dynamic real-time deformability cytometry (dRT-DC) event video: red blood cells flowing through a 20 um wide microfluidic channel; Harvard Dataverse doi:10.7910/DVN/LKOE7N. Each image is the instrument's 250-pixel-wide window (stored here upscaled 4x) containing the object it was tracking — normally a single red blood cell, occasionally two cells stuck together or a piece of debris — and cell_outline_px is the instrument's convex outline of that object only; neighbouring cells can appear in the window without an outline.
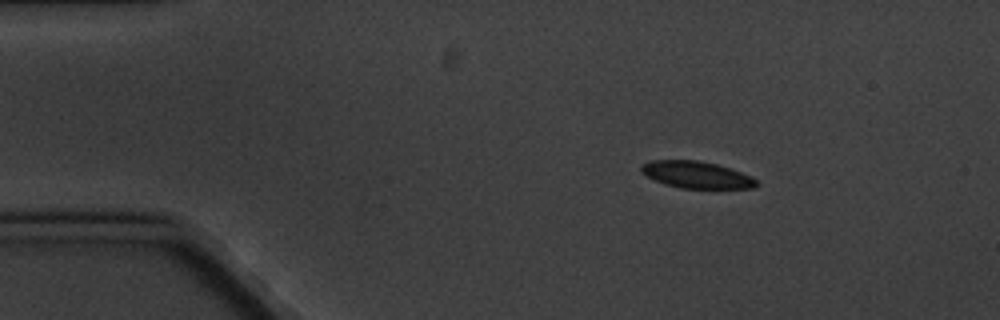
{"species": "common noctule bat (a hibernating species)", "species_latin": "Nyctalus noctula", "temperature_condition": "cold", "stored_images_in_passage": 9, "camera_frame_rate_fps": 3000, "um_per_image_px": 0.085, "animal": {"sex": "male", "body_mass_g": 20.1, "forearm_length_mm": 53.5}, "frame": {"image": 1, "passage_image": 1, "time_ms": 0.0, "image_size_px": [1000, 320], "cell_outline_px": [[760, 184], [756, 188], [680, 188], [664, 184], [648, 176], [640, 168], [644, 164], [652, 160], [696, 160], [716, 164], [752, 176]], "centroid_in_image_um": [59.25, 14.86], "position_along_channel_um": 25.7, "area_um2": 17.8}}
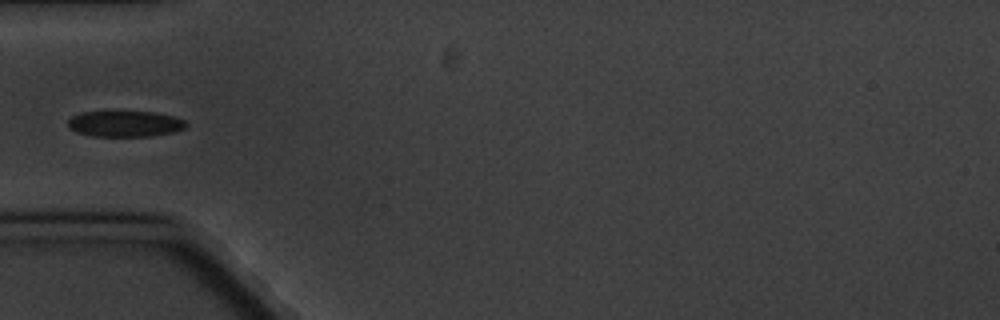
{"frame": {"image": 2, "passage_image": 4, "time_ms": 3.333, "image_size_px": [1000, 320], "cell_outline_px": [[188, 124], [184, 128], [172, 132], [152, 136], [92, 136], [76, 132], [68, 128], [68, 120], [72, 116], [80, 112], [156, 112], [172, 116], [184, 120]], "centroid_in_image_um": [10.6, 10.52], "position_along_channel_um": 74.4, "area_um2": 17.8}}
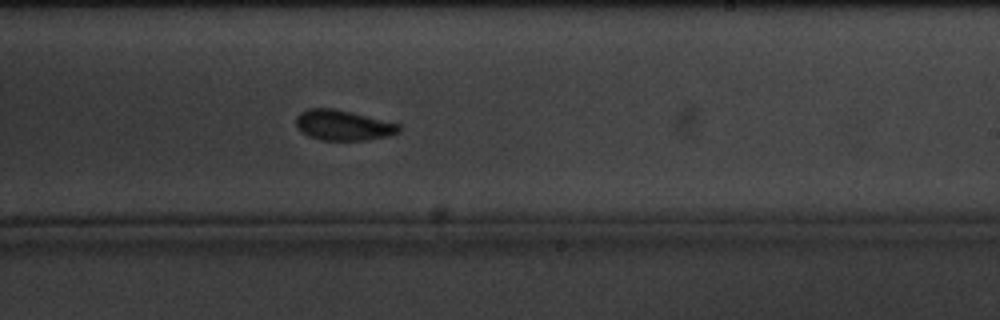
{"frame": {"image": 3, "passage_image": 9, "time_ms": 9.0, "image_size_px": [1000, 320], "cell_outline_px": [[400, 132], [368, 140], [320, 140], [308, 136], [300, 132], [296, 124], [296, 116], [300, 112], [308, 108], [332, 108], [400, 124]], "centroid_in_image_um": [29.11, 10.65], "position_along_channel_um": 259.9, "area_um2": 18.03}}